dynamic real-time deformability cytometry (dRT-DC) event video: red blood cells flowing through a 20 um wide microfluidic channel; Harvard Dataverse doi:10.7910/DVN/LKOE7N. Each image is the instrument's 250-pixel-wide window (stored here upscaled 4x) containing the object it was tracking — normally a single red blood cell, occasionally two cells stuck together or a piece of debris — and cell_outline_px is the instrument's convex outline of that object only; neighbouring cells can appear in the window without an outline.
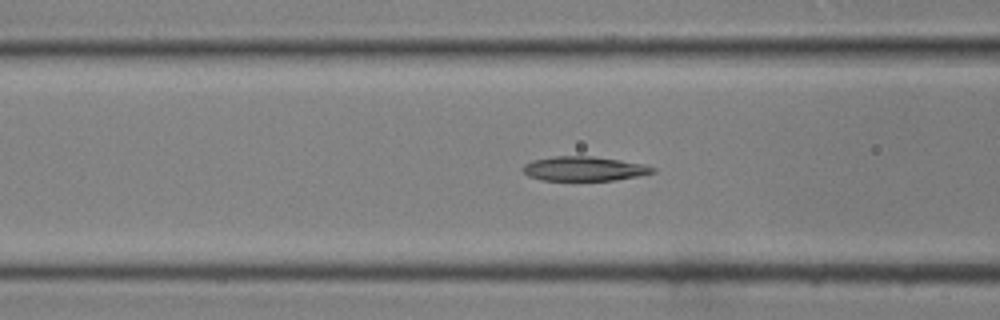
{"species": "common noctule bat (a hibernating species)", "species_latin": "Nyctalus noctula", "temperature_condition": "room temperature", "stored_images_in_passage": 42, "camera_frame_rate_fps": 3000, "um_per_image_px": 0.085, "animal": {"sex": "male", "body_mass_g": 19.0, "forearm_length_mm": 50.8}, "frame": {"image": 1, "passage_image": 17, "time_ms": 5.333, "image_size_px": [1000, 320], "cell_outline_px": [[656, 172], [616, 180], [540, 180], [528, 176], [520, 168], [524, 164], [532, 160], [552, 156], [592, 156], [620, 160], [644, 164], [656, 168]], "centroid_in_image_um": [49.61, 14.33], "position_along_channel_um": 117.0, "area_um2": 18.55}}
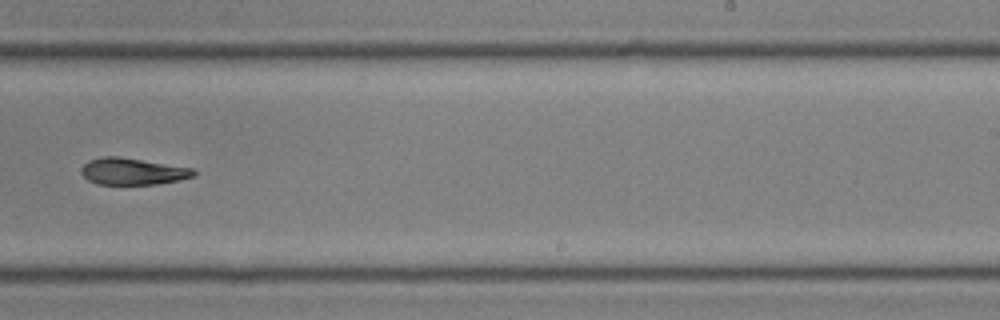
{"frame": {"image": 2, "passage_image": 27, "time_ms": 8.667, "image_size_px": [1000, 320], "cell_outline_px": [[196, 172], [192, 176], [180, 180], [156, 184], [96, 184], [88, 180], [80, 172], [80, 168], [88, 160], [100, 156], [116, 156], [196, 168]], "centroid_in_image_um": [11.26, 14.56], "position_along_channel_um": 277.7, "area_um2": 17.63}}
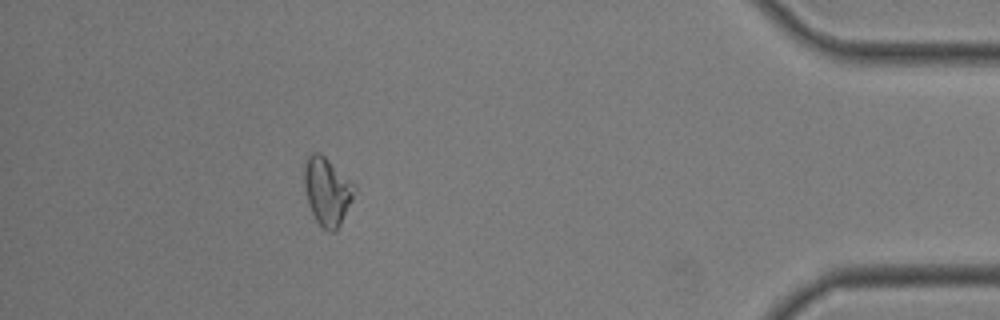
{"frame": {"image": 3, "passage_image": 38, "time_ms": 12.333, "image_size_px": [1000, 320], "cell_outline_px": [[356, 188], [352, 200], [340, 224], [332, 232], [328, 232], [316, 220], [312, 212], [308, 200], [304, 184], [304, 164], [308, 156], [312, 152], [320, 152], [352, 180], [356, 184]], "centroid_in_image_um": [27.82, 16.21], "position_along_channel_um": 407.4, "area_um2": 19.71}}